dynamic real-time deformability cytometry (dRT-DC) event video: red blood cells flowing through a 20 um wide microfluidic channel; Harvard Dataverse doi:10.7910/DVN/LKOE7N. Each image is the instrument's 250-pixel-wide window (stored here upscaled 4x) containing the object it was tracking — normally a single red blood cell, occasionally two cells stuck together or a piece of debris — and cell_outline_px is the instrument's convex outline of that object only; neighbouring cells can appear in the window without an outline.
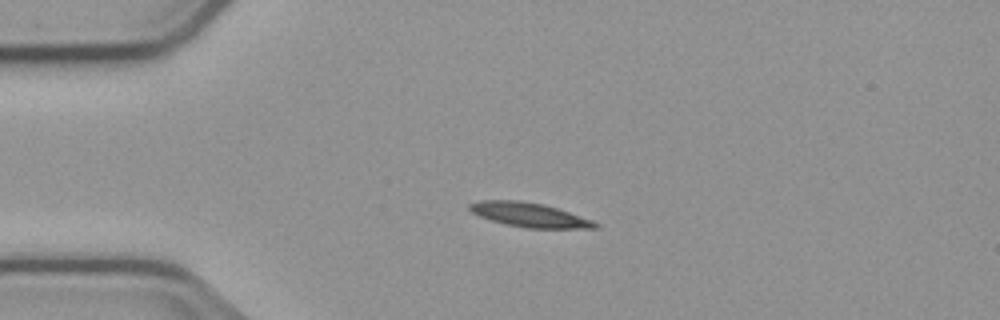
{"species": "common noctule bat (a hibernating species)", "species_latin": "Nyctalus noctula", "temperature_condition": "cold", "stored_images_in_passage": 43, "camera_frame_rate_fps": 3000, "um_per_image_px": 0.085, "animal": {"sex": "male", "body_mass_g": 23.1, "forearm_length_mm": 52.7}, "frame": {"image": 1, "passage_image": 1, "time_ms": 0.0, "image_size_px": [1000, 320], "cell_outline_px": [[600, 228], [524, 228], [504, 224], [480, 216], [472, 212], [468, 208], [468, 204], [480, 200], [520, 200], [544, 204], [592, 220], [600, 224]], "centroid_in_image_um": [44.99, 18.26], "position_along_channel_um": 40.0, "area_um2": 17.74}}
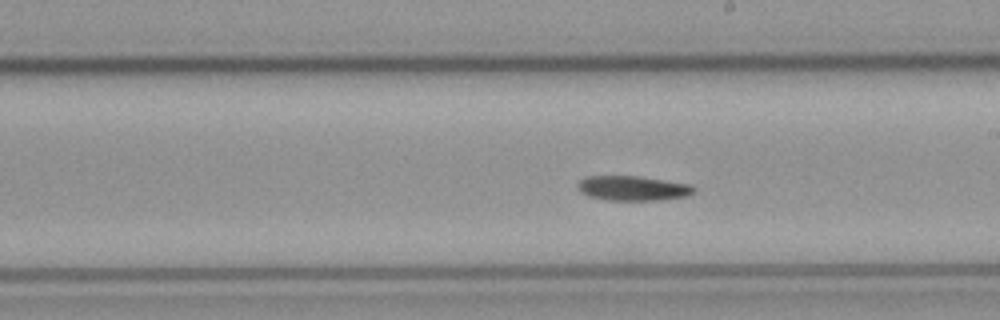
{"frame": {"image": 2, "passage_image": 19, "time_ms": 6.0, "image_size_px": [1000, 320], "cell_outline_px": [[696, 192], [688, 196], [660, 200], [608, 200], [588, 196], [580, 188], [580, 180], [588, 176], [640, 176], [692, 184], [696, 188]], "centroid_in_image_um": [53.91, 16.0], "position_along_channel_um": 235.1, "area_um2": 16.7}}
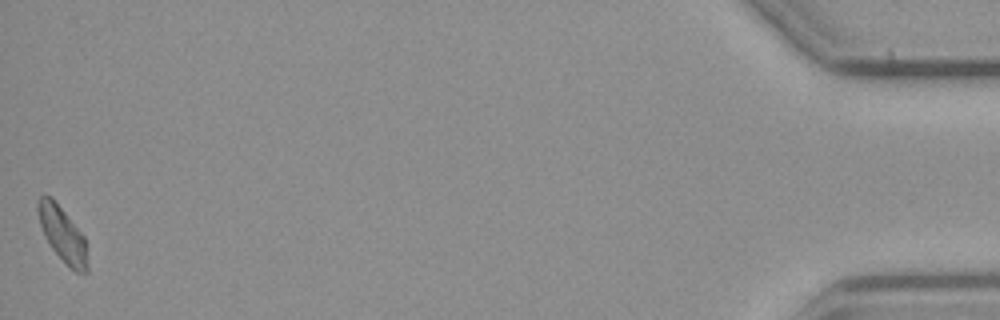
{"frame": {"image": 3, "passage_image": 43, "time_ms": 14.0, "image_size_px": [1000, 320], "cell_outline_px": [[88, 272], [76, 272], [52, 248], [44, 236], [40, 224], [36, 208], [36, 200], [40, 196], [52, 196], [84, 236], [88, 268]], "centroid_in_image_um": [5.28, 19.85], "position_along_channel_um": 429.9, "area_um2": 15.61}}